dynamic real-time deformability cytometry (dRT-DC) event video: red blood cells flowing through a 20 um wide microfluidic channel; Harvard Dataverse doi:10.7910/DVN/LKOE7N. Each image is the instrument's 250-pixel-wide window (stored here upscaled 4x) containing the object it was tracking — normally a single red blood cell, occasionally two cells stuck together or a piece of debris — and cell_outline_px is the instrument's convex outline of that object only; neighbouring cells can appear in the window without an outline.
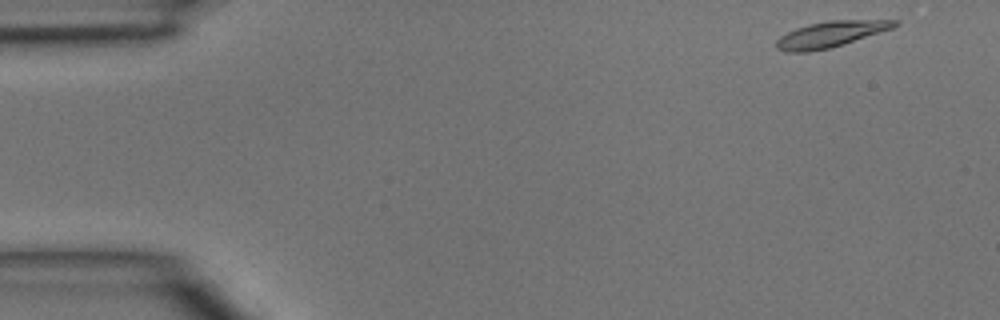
{"species": "common noctule bat (a hibernating species)", "species_latin": "Nyctalus noctula", "temperature_condition": "room temperature", "stored_images_in_passage": 11, "camera_frame_rate_fps": 3000, "um_per_image_px": 0.085, "animal": {"sex": "male", "body_mass_g": 15.6}, "frame": {"image": 1, "passage_image": 1, "time_ms": 0.0, "image_size_px": [1000, 320], "cell_outline_px": [[900, 24], [892, 28], [844, 44], [828, 48], [808, 52], [788, 52], [776, 48], [776, 40], [780, 36], [796, 28], [808, 24], [828, 20], [900, 20]], "centroid_in_image_um": [70.59, 2.9], "position_along_channel_um": 14.4, "area_um2": 17.74}}
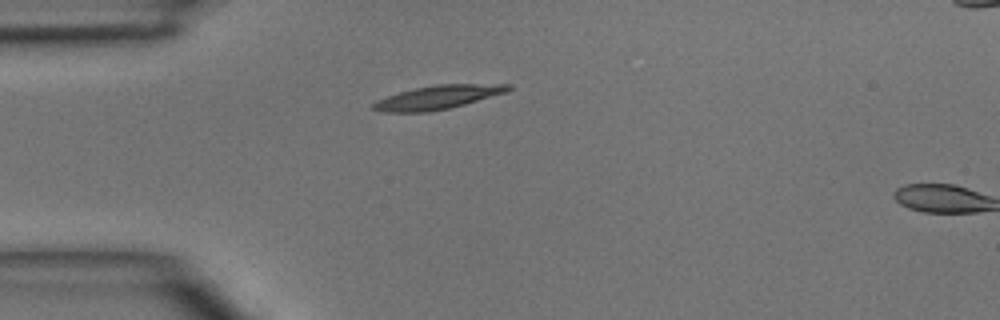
{"frame": {"image": 2, "passage_image": 10, "time_ms": 3.0, "image_size_px": [1000, 320], "cell_outline_px": [[512, 88], [508, 92], [464, 104], [448, 108], [428, 112], [384, 112], [372, 108], [372, 104], [376, 100], [400, 92], [416, 88], [436, 84], [512, 84]], "centroid_in_image_um": [37.24, 8.26], "position_along_channel_um": 47.8, "area_um2": 18.5}}